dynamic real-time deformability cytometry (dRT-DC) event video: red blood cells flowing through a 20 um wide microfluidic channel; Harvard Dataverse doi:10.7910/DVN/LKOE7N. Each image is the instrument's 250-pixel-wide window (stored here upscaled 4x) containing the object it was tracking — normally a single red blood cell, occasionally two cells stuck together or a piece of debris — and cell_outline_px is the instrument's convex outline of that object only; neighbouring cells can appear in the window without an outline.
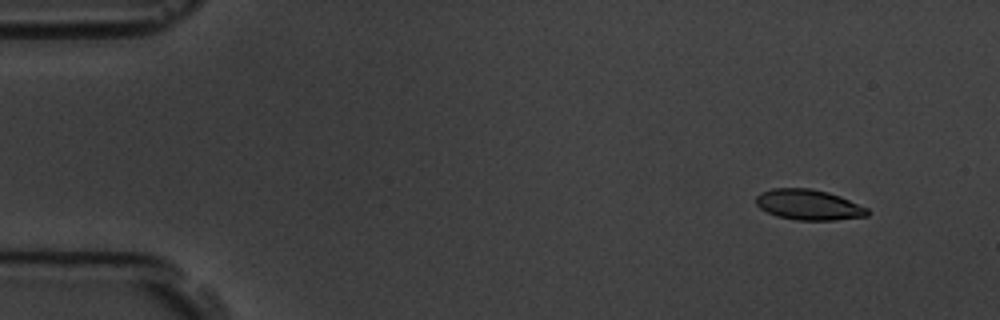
{"species": "common noctule bat (a hibernating species)", "species_latin": "Nyctalus noctula", "temperature_condition": "room temperature", "stored_images_in_passage": 8, "camera_frame_rate_fps": 3000, "um_per_image_px": 0.085, "animal": {"sex": "male", "body_mass_g": 19.5, "forearm_length_mm": 54.6}, "frame": {"image": 1, "passage_image": 2, "time_ms": 1.0, "image_size_px": [1000, 320], "cell_outline_px": [[872, 212], [868, 216], [836, 220], [796, 220], [776, 216], [760, 208], [756, 204], [756, 196], [760, 192], [772, 188], [812, 188], [828, 192], [840, 196], [868, 208]], "centroid_in_image_um": [68.75, 17.4], "position_along_channel_um": 16.2, "area_um2": 20.0}}
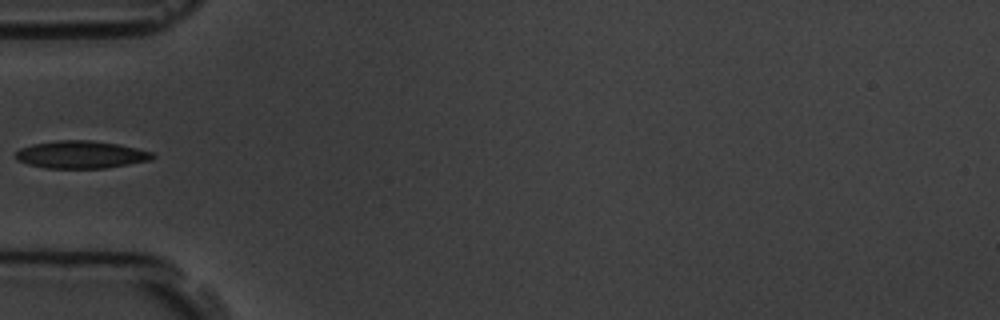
{"frame": {"image": 2, "passage_image": 6, "time_ms": 5.667, "image_size_px": [1000, 320], "cell_outline_px": [[156, 156], [152, 160], [104, 168], [44, 168], [28, 164], [16, 160], [16, 152], [20, 148], [32, 144], [56, 140], [92, 140], [120, 144], [152, 152]], "centroid_in_image_um": [6.88, 13.13], "position_along_channel_um": 78.1, "area_um2": 22.08}}
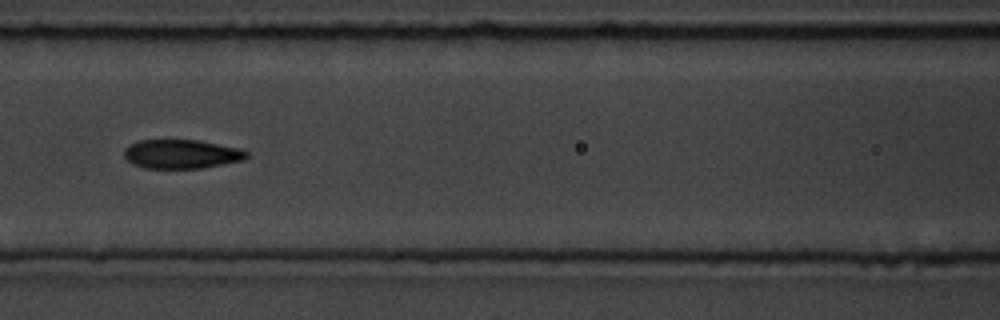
{"frame": {"image": 3, "passage_image": 8, "time_ms": 7.667, "image_size_px": [1000, 320], "cell_outline_px": [[248, 156], [244, 160], [200, 168], [144, 168], [132, 164], [124, 156], [124, 148], [128, 144], [140, 140], [200, 140], [240, 148], [248, 152]], "centroid_in_image_um": [15.41, 13.08], "position_along_channel_um": 151.2, "area_um2": 20.81}}